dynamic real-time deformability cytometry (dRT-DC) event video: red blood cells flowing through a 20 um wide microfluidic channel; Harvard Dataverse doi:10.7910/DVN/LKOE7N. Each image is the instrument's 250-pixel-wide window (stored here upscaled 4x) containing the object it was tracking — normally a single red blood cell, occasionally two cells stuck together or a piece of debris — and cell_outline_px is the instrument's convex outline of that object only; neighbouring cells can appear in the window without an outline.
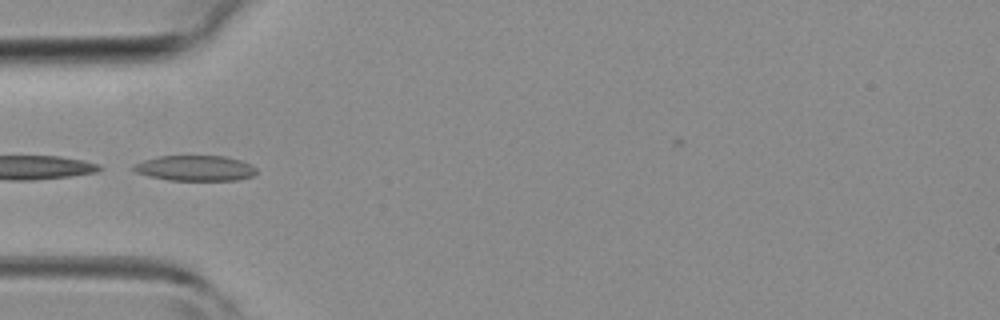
{"species": "common noctule bat (a hibernating species)", "species_latin": "Nyctalus noctula", "temperature_condition": "room temperature", "stored_images_in_passage": 21, "camera_frame_rate_fps": 3000, "um_per_image_px": 0.085, "animal": {"sex": "female", "body_mass_g": 19.3, "forearm_length_mm": 54.1}, "frame": {"image": 1, "passage_image": 1, "time_ms": 0.0, "image_size_px": [1000, 320], "cell_outline_px": [[256, 172], [252, 176], [236, 180], [168, 180], [148, 176], [136, 172], [132, 168], [136, 164], [144, 160], [160, 156], [224, 156], [240, 160], [252, 164], [256, 168]], "centroid_in_image_um": [16.61, 14.29], "position_along_channel_um": 68.4, "area_um2": 18.09}}
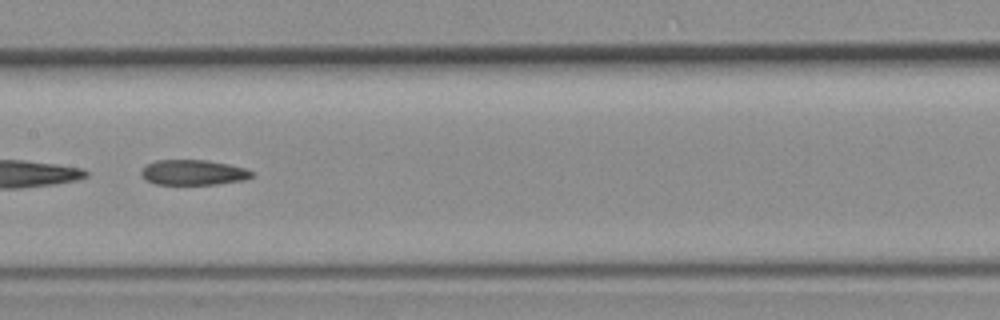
{"frame": {"image": 2, "passage_image": 9, "time_ms": 2.667, "image_size_px": [1000, 320], "cell_outline_px": [[252, 176], [244, 180], [216, 184], [156, 184], [144, 180], [140, 172], [148, 164], [156, 160], [208, 160], [228, 164], [244, 168], [252, 172]], "centroid_in_image_um": [16.4, 14.66], "position_along_channel_um": 191.0, "area_um2": 16.13}}
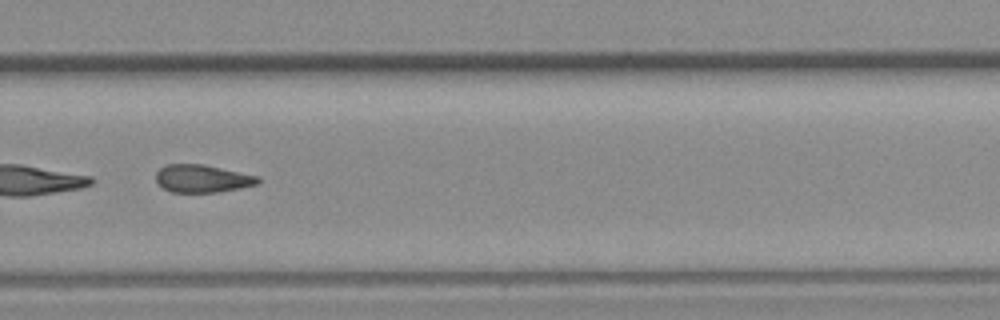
{"frame": {"image": 3, "passage_image": 17, "time_ms": 5.333, "image_size_px": [1000, 320], "cell_outline_px": [[260, 184], [240, 188], [216, 192], [172, 192], [164, 188], [156, 180], [156, 172], [160, 168], [168, 164], [204, 164], [260, 176]], "centroid_in_image_um": [17.24, 15.17], "position_along_channel_um": 312.6, "area_um2": 16.53}}